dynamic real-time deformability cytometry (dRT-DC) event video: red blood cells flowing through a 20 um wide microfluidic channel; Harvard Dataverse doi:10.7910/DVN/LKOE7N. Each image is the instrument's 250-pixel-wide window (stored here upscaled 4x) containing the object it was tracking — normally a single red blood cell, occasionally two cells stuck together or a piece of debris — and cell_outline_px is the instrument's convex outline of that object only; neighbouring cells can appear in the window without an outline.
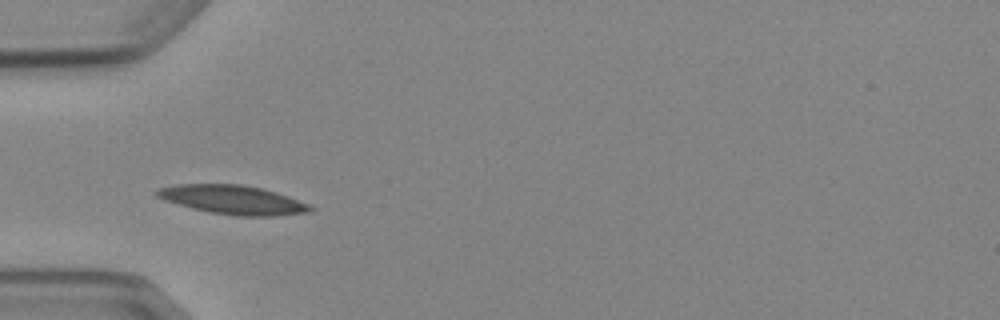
{"species": "Egyptian fruit bat (a non-hibernating species)", "species_latin": "Rousettus aegyptiacus", "temperature_condition": "cold", "stored_images_in_passage": 7, "camera_frame_rate_fps": 3000, "um_per_image_px": 0.085, "animal": {"sex": "female"}, "frame": {"image": 1, "passage_image": 2, "time_ms": 1.333, "image_size_px": [1000, 320], "cell_outline_px": [[316, 208], [312, 212], [272, 216], [236, 216], [208, 212], [192, 208], [164, 200], [156, 196], [152, 192], [156, 188], [176, 184], [240, 184], [260, 188], [276, 192], [288, 196], [308, 204]], "centroid_in_image_um": [19.76, 16.98], "position_along_channel_um": 65.2, "area_um2": 26.07}}
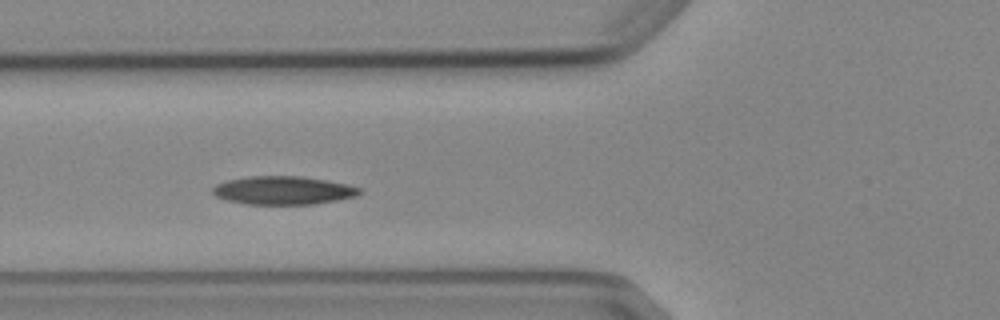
{"frame": {"image": 2, "passage_image": 3, "time_ms": 2.333, "image_size_px": [1000, 320], "cell_outline_px": [[360, 192], [356, 196], [316, 204], [244, 204], [228, 200], [216, 196], [212, 192], [212, 188], [216, 184], [228, 180], [248, 176], [300, 176], [348, 184], [360, 188]], "centroid_in_image_um": [24.05, 16.18], "position_along_channel_um": 101.7, "area_um2": 24.1}}
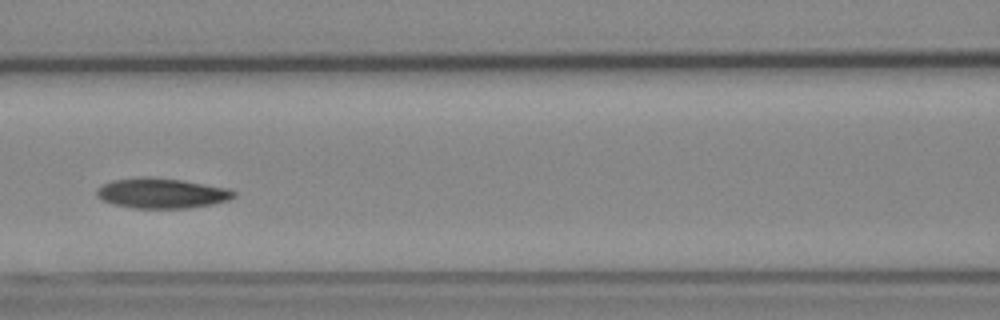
{"frame": {"image": 3, "passage_image": 4, "time_ms": 3.667, "image_size_px": [1000, 320], "cell_outline_px": [[236, 196], [228, 200], [212, 204], [188, 208], [132, 208], [112, 204], [100, 200], [96, 196], [96, 188], [112, 180], [140, 176], [148, 176], [180, 180], [228, 188], [236, 192]], "centroid_in_image_um": [13.69, 16.42], "position_along_channel_um": 152.9, "area_um2": 24.28}}